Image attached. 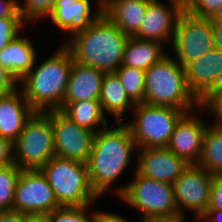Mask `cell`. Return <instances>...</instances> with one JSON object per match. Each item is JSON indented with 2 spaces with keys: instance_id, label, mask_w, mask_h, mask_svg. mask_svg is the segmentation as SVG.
Masks as SVG:
<instances>
[{
  "instance_id": "6da1fadb",
  "label": "cell",
  "mask_w": 222,
  "mask_h": 222,
  "mask_svg": "<svg viewBox=\"0 0 222 222\" xmlns=\"http://www.w3.org/2000/svg\"><path fill=\"white\" fill-rule=\"evenodd\" d=\"M113 124L112 128L107 125L94 135L86 163L90 185L98 197L121 177L125 167L130 164L131 154L138 149L128 126L122 121Z\"/></svg>"
},
{
  "instance_id": "7a4b0ae2",
  "label": "cell",
  "mask_w": 222,
  "mask_h": 222,
  "mask_svg": "<svg viewBox=\"0 0 222 222\" xmlns=\"http://www.w3.org/2000/svg\"><path fill=\"white\" fill-rule=\"evenodd\" d=\"M127 40L128 36L101 13L89 27L73 34L64 45L74 61L110 73L121 66Z\"/></svg>"
},
{
  "instance_id": "3957f363",
  "label": "cell",
  "mask_w": 222,
  "mask_h": 222,
  "mask_svg": "<svg viewBox=\"0 0 222 222\" xmlns=\"http://www.w3.org/2000/svg\"><path fill=\"white\" fill-rule=\"evenodd\" d=\"M72 64V54L63 45L19 81L23 83L21 90L34 112L62 110Z\"/></svg>"
},
{
  "instance_id": "277c9868",
  "label": "cell",
  "mask_w": 222,
  "mask_h": 222,
  "mask_svg": "<svg viewBox=\"0 0 222 222\" xmlns=\"http://www.w3.org/2000/svg\"><path fill=\"white\" fill-rule=\"evenodd\" d=\"M142 103L153 106H169L191 112L200 108V101L190 91L184 68L170 55L145 70Z\"/></svg>"
},
{
  "instance_id": "5b68a950",
  "label": "cell",
  "mask_w": 222,
  "mask_h": 222,
  "mask_svg": "<svg viewBox=\"0 0 222 222\" xmlns=\"http://www.w3.org/2000/svg\"><path fill=\"white\" fill-rule=\"evenodd\" d=\"M39 170L61 206L83 207L99 198L90 185L86 163L53 156Z\"/></svg>"
},
{
  "instance_id": "8992f818",
  "label": "cell",
  "mask_w": 222,
  "mask_h": 222,
  "mask_svg": "<svg viewBox=\"0 0 222 222\" xmlns=\"http://www.w3.org/2000/svg\"><path fill=\"white\" fill-rule=\"evenodd\" d=\"M135 174V175H134ZM133 180L115 193L129 206L141 211V219L179 216L172 184L144 177L136 171Z\"/></svg>"
},
{
  "instance_id": "52a82bcc",
  "label": "cell",
  "mask_w": 222,
  "mask_h": 222,
  "mask_svg": "<svg viewBox=\"0 0 222 222\" xmlns=\"http://www.w3.org/2000/svg\"><path fill=\"white\" fill-rule=\"evenodd\" d=\"M53 156L51 119L46 112H33L13 142L14 163L22 170L40 169Z\"/></svg>"
},
{
  "instance_id": "ba28073f",
  "label": "cell",
  "mask_w": 222,
  "mask_h": 222,
  "mask_svg": "<svg viewBox=\"0 0 222 222\" xmlns=\"http://www.w3.org/2000/svg\"><path fill=\"white\" fill-rule=\"evenodd\" d=\"M135 119L126 123L138 149L167 147L176 123L186 113L169 106L137 103Z\"/></svg>"
},
{
  "instance_id": "9c48e42d",
  "label": "cell",
  "mask_w": 222,
  "mask_h": 222,
  "mask_svg": "<svg viewBox=\"0 0 222 222\" xmlns=\"http://www.w3.org/2000/svg\"><path fill=\"white\" fill-rule=\"evenodd\" d=\"M171 43L176 56L174 59L184 68L215 48L211 19L183 10L177 19Z\"/></svg>"
},
{
  "instance_id": "30bf717a",
  "label": "cell",
  "mask_w": 222,
  "mask_h": 222,
  "mask_svg": "<svg viewBox=\"0 0 222 222\" xmlns=\"http://www.w3.org/2000/svg\"><path fill=\"white\" fill-rule=\"evenodd\" d=\"M213 177L198 164L186 166L172 184L179 216L185 218L186 210L193 211L195 217H202L206 213Z\"/></svg>"
},
{
  "instance_id": "8fae6325",
  "label": "cell",
  "mask_w": 222,
  "mask_h": 222,
  "mask_svg": "<svg viewBox=\"0 0 222 222\" xmlns=\"http://www.w3.org/2000/svg\"><path fill=\"white\" fill-rule=\"evenodd\" d=\"M62 207L39 169L22 170L16 182L13 210L23 214H48Z\"/></svg>"
},
{
  "instance_id": "7c38bea8",
  "label": "cell",
  "mask_w": 222,
  "mask_h": 222,
  "mask_svg": "<svg viewBox=\"0 0 222 222\" xmlns=\"http://www.w3.org/2000/svg\"><path fill=\"white\" fill-rule=\"evenodd\" d=\"M46 113L51 119L55 156L87 163L95 133L78 126L61 110Z\"/></svg>"
},
{
  "instance_id": "4fadbf2b",
  "label": "cell",
  "mask_w": 222,
  "mask_h": 222,
  "mask_svg": "<svg viewBox=\"0 0 222 222\" xmlns=\"http://www.w3.org/2000/svg\"><path fill=\"white\" fill-rule=\"evenodd\" d=\"M163 4L158 0H150L145 15L135 38L164 43L172 42L178 17L184 10L183 0H170ZM164 42V43H163Z\"/></svg>"
},
{
  "instance_id": "5bb4252c",
  "label": "cell",
  "mask_w": 222,
  "mask_h": 222,
  "mask_svg": "<svg viewBox=\"0 0 222 222\" xmlns=\"http://www.w3.org/2000/svg\"><path fill=\"white\" fill-rule=\"evenodd\" d=\"M207 125L203 120L185 113L176 123L167 148L188 164H197L202 154L203 136Z\"/></svg>"
},
{
  "instance_id": "9a60e30c",
  "label": "cell",
  "mask_w": 222,
  "mask_h": 222,
  "mask_svg": "<svg viewBox=\"0 0 222 222\" xmlns=\"http://www.w3.org/2000/svg\"><path fill=\"white\" fill-rule=\"evenodd\" d=\"M190 91L201 101L210 91L222 85V51L213 48L185 67Z\"/></svg>"
},
{
  "instance_id": "2e32d148",
  "label": "cell",
  "mask_w": 222,
  "mask_h": 222,
  "mask_svg": "<svg viewBox=\"0 0 222 222\" xmlns=\"http://www.w3.org/2000/svg\"><path fill=\"white\" fill-rule=\"evenodd\" d=\"M136 172L156 181L173 184L188 163L167 147L140 148Z\"/></svg>"
},
{
  "instance_id": "e0dca14e",
  "label": "cell",
  "mask_w": 222,
  "mask_h": 222,
  "mask_svg": "<svg viewBox=\"0 0 222 222\" xmlns=\"http://www.w3.org/2000/svg\"><path fill=\"white\" fill-rule=\"evenodd\" d=\"M98 9L92 14L90 0H54L48 16L64 32L73 34L85 30L102 13V0H98Z\"/></svg>"
},
{
  "instance_id": "ac0fdd59",
  "label": "cell",
  "mask_w": 222,
  "mask_h": 222,
  "mask_svg": "<svg viewBox=\"0 0 222 222\" xmlns=\"http://www.w3.org/2000/svg\"><path fill=\"white\" fill-rule=\"evenodd\" d=\"M104 72L73 60L62 109L71 102L99 100Z\"/></svg>"
},
{
  "instance_id": "d6986e66",
  "label": "cell",
  "mask_w": 222,
  "mask_h": 222,
  "mask_svg": "<svg viewBox=\"0 0 222 222\" xmlns=\"http://www.w3.org/2000/svg\"><path fill=\"white\" fill-rule=\"evenodd\" d=\"M33 112L22 90L0 95V137L13 143Z\"/></svg>"
},
{
  "instance_id": "ffe728a7",
  "label": "cell",
  "mask_w": 222,
  "mask_h": 222,
  "mask_svg": "<svg viewBox=\"0 0 222 222\" xmlns=\"http://www.w3.org/2000/svg\"><path fill=\"white\" fill-rule=\"evenodd\" d=\"M150 0H102V13L125 35L139 30Z\"/></svg>"
},
{
  "instance_id": "44dd1931",
  "label": "cell",
  "mask_w": 222,
  "mask_h": 222,
  "mask_svg": "<svg viewBox=\"0 0 222 222\" xmlns=\"http://www.w3.org/2000/svg\"><path fill=\"white\" fill-rule=\"evenodd\" d=\"M36 56L33 43L18 35L0 51V65L19 82L36 65Z\"/></svg>"
},
{
  "instance_id": "7402d4cb",
  "label": "cell",
  "mask_w": 222,
  "mask_h": 222,
  "mask_svg": "<svg viewBox=\"0 0 222 222\" xmlns=\"http://www.w3.org/2000/svg\"><path fill=\"white\" fill-rule=\"evenodd\" d=\"M162 46L156 41L128 37L121 65L145 71L167 55Z\"/></svg>"
},
{
  "instance_id": "603a6c76",
  "label": "cell",
  "mask_w": 222,
  "mask_h": 222,
  "mask_svg": "<svg viewBox=\"0 0 222 222\" xmlns=\"http://www.w3.org/2000/svg\"><path fill=\"white\" fill-rule=\"evenodd\" d=\"M99 102L103 113L115 115L117 122H121V116L127 109H134L135 106L114 72L104 74Z\"/></svg>"
},
{
  "instance_id": "cb8c5ba5",
  "label": "cell",
  "mask_w": 222,
  "mask_h": 222,
  "mask_svg": "<svg viewBox=\"0 0 222 222\" xmlns=\"http://www.w3.org/2000/svg\"><path fill=\"white\" fill-rule=\"evenodd\" d=\"M61 111L78 126L86 128L95 134L108 125L99 100L71 102Z\"/></svg>"
},
{
  "instance_id": "d4e9b609",
  "label": "cell",
  "mask_w": 222,
  "mask_h": 222,
  "mask_svg": "<svg viewBox=\"0 0 222 222\" xmlns=\"http://www.w3.org/2000/svg\"><path fill=\"white\" fill-rule=\"evenodd\" d=\"M212 175L222 174V126H207L203 136L202 154L197 163Z\"/></svg>"
},
{
  "instance_id": "484cf974",
  "label": "cell",
  "mask_w": 222,
  "mask_h": 222,
  "mask_svg": "<svg viewBox=\"0 0 222 222\" xmlns=\"http://www.w3.org/2000/svg\"><path fill=\"white\" fill-rule=\"evenodd\" d=\"M122 87L135 103H142L144 96L145 71L129 67L120 66L115 72Z\"/></svg>"
},
{
  "instance_id": "4316f807",
  "label": "cell",
  "mask_w": 222,
  "mask_h": 222,
  "mask_svg": "<svg viewBox=\"0 0 222 222\" xmlns=\"http://www.w3.org/2000/svg\"><path fill=\"white\" fill-rule=\"evenodd\" d=\"M21 171L15 163L0 167V211L13 210L15 186Z\"/></svg>"
},
{
  "instance_id": "83f0119b",
  "label": "cell",
  "mask_w": 222,
  "mask_h": 222,
  "mask_svg": "<svg viewBox=\"0 0 222 222\" xmlns=\"http://www.w3.org/2000/svg\"><path fill=\"white\" fill-rule=\"evenodd\" d=\"M83 207H65L54 209L47 214L48 222H94L96 219V211L93 210L88 217L87 208ZM87 213V214H86Z\"/></svg>"
},
{
  "instance_id": "f1b7e54d",
  "label": "cell",
  "mask_w": 222,
  "mask_h": 222,
  "mask_svg": "<svg viewBox=\"0 0 222 222\" xmlns=\"http://www.w3.org/2000/svg\"><path fill=\"white\" fill-rule=\"evenodd\" d=\"M17 10L26 23L48 17L54 4V0H25L24 4L16 1ZM23 5V6H22Z\"/></svg>"
},
{
  "instance_id": "f546056e",
  "label": "cell",
  "mask_w": 222,
  "mask_h": 222,
  "mask_svg": "<svg viewBox=\"0 0 222 222\" xmlns=\"http://www.w3.org/2000/svg\"><path fill=\"white\" fill-rule=\"evenodd\" d=\"M25 24L22 17L0 18V51L20 34Z\"/></svg>"
},
{
  "instance_id": "4dcf8cb0",
  "label": "cell",
  "mask_w": 222,
  "mask_h": 222,
  "mask_svg": "<svg viewBox=\"0 0 222 222\" xmlns=\"http://www.w3.org/2000/svg\"><path fill=\"white\" fill-rule=\"evenodd\" d=\"M222 5V0H183L184 10L204 18H211Z\"/></svg>"
},
{
  "instance_id": "1f68e13d",
  "label": "cell",
  "mask_w": 222,
  "mask_h": 222,
  "mask_svg": "<svg viewBox=\"0 0 222 222\" xmlns=\"http://www.w3.org/2000/svg\"><path fill=\"white\" fill-rule=\"evenodd\" d=\"M200 108L215 116L213 124H222V85L210 91L201 101Z\"/></svg>"
},
{
  "instance_id": "d6a6232c",
  "label": "cell",
  "mask_w": 222,
  "mask_h": 222,
  "mask_svg": "<svg viewBox=\"0 0 222 222\" xmlns=\"http://www.w3.org/2000/svg\"><path fill=\"white\" fill-rule=\"evenodd\" d=\"M207 209L222 210V174L214 175L210 190V201Z\"/></svg>"
},
{
  "instance_id": "836d02e7",
  "label": "cell",
  "mask_w": 222,
  "mask_h": 222,
  "mask_svg": "<svg viewBox=\"0 0 222 222\" xmlns=\"http://www.w3.org/2000/svg\"><path fill=\"white\" fill-rule=\"evenodd\" d=\"M18 83L16 78L0 65V95H6L15 91Z\"/></svg>"
},
{
  "instance_id": "e575fe53",
  "label": "cell",
  "mask_w": 222,
  "mask_h": 222,
  "mask_svg": "<svg viewBox=\"0 0 222 222\" xmlns=\"http://www.w3.org/2000/svg\"><path fill=\"white\" fill-rule=\"evenodd\" d=\"M14 163L13 159V143L0 137V167Z\"/></svg>"
},
{
  "instance_id": "d590c367",
  "label": "cell",
  "mask_w": 222,
  "mask_h": 222,
  "mask_svg": "<svg viewBox=\"0 0 222 222\" xmlns=\"http://www.w3.org/2000/svg\"><path fill=\"white\" fill-rule=\"evenodd\" d=\"M17 0H0V18L22 17L17 10Z\"/></svg>"
},
{
  "instance_id": "8d00e7d4",
  "label": "cell",
  "mask_w": 222,
  "mask_h": 222,
  "mask_svg": "<svg viewBox=\"0 0 222 222\" xmlns=\"http://www.w3.org/2000/svg\"><path fill=\"white\" fill-rule=\"evenodd\" d=\"M94 222H129L124 217L113 212L96 211V219Z\"/></svg>"
},
{
  "instance_id": "74e56055",
  "label": "cell",
  "mask_w": 222,
  "mask_h": 222,
  "mask_svg": "<svg viewBox=\"0 0 222 222\" xmlns=\"http://www.w3.org/2000/svg\"><path fill=\"white\" fill-rule=\"evenodd\" d=\"M23 213L16 210L0 211V222H22Z\"/></svg>"
},
{
  "instance_id": "f35d334b",
  "label": "cell",
  "mask_w": 222,
  "mask_h": 222,
  "mask_svg": "<svg viewBox=\"0 0 222 222\" xmlns=\"http://www.w3.org/2000/svg\"><path fill=\"white\" fill-rule=\"evenodd\" d=\"M215 48L222 51V24L212 23Z\"/></svg>"
},
{
  "instance_id": "ab89813d",
  "label": "cell",
  "mask_w": 222,
  "mask_h": 222,
  "mask_svg": "<svg viewBox=\"0 0 222 222\" xmlns=\"http://www.w3.org/2000/svg\"><path fill=\"white\" fill-rule=\"evenodd\" d=\"M202 217L207 222H222V210H220V209H207L206 213Z\"/></svg>"
},
{
  "instance_id": "60d3db41",
  "label": "cell",
  "mask_w": 222,
  "mask_h": 222,
  "mask_svg": "<svg viewBox=\"0 0 222 222\" xmlns=\"http://www.w3.org/2000/svg\"><path fill=\"white\" fill-rule=\"evenodd\" d=\"M140 222H186V219L182 216H174L161 218H146L140 220Z\"/></svg>"
},
{
  "instance_id": "b9f144b4",
  "label": "cell",
  "mask_w": 222,
  "mask_h": 222,
  "mask_svg": "<svg viewBox=\"0 0 222 222\" xmlns=\"http://www.w3.org/2000/svg\"><path fill=\"white\" fill-rule=\"evenodd\" d=\"M22 222H48L47 214H24Z\"/></svg>"
},
{
  "instance_id": "7bdbcfd3",
  "label": "cell",
  "mask_w": 222,
  "mask_h": 222,
  "mask_svg": "<svg viewBox=\"0 0 222 222\" xmlns=\"http://www.w3.org/2000/svg\"><path fill=\"white\" fill-rule=\"evenodd\" d=\"M210 19H211L212 23L222 24V5L218 8L216 13L214 15H212V17Z\"/></svg>"
},
{
  "instance_id": "ee69618b",
  "label": "cell",
  "mask_w": 222,
  "mask_h": 222,
  "mask_svg": "<svg viewBox=\"0 0 222 222\" xmlns=\"http://www.w3.org/2000/svg\"><path fill=\"white\" fill-rule=\"evenodd\" d=\"M199 221L207 222L203 217H196Z\"/></svg>"
}]
</instances>
